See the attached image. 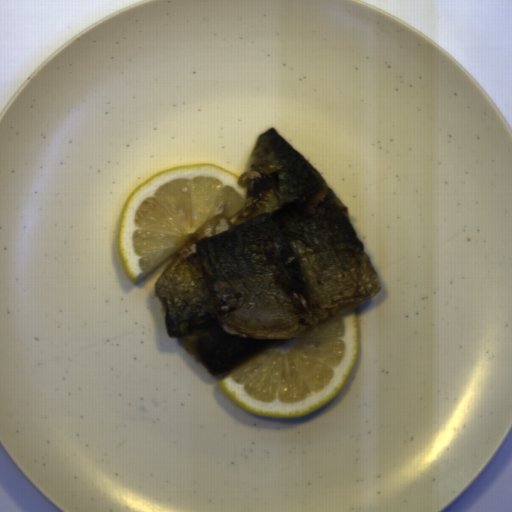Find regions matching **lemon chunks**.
Listing matches in <instances>:
<instances>
[{
    "instance_id": "1",
    "label": "lemon chunks",
    "mask_w": 512,
    "mask_h": 512,
    "mask_svg": "<svg viewBox=\"0 0 512 512\" xmlns=\"http://www.w3.org/2000/svg\"><path fill=\"white\" fill-rule=\"evenodd\" d=\"M228 170L179 165L128 193L119 213L118 256L135 285L191 237L219 226L245 203L247 187Z\"/></svg>"
},
{
    "instance_id": "2",
    "label": "lemon chunks",
    "mask_w": 512,
    "mask_h": 512,
    "mask_svg": "<svg viewBox=\"0 0 512 512\" xmlns=\"http://www.w3.org/2000/svg\"><path fill=\"white\" fill-rule=\"evenodd\" d=\"M358 347L353 309L247 358L217 383L232 401L261 417L305 416L342 389Z\"/></svg>"
}]
</instances>
